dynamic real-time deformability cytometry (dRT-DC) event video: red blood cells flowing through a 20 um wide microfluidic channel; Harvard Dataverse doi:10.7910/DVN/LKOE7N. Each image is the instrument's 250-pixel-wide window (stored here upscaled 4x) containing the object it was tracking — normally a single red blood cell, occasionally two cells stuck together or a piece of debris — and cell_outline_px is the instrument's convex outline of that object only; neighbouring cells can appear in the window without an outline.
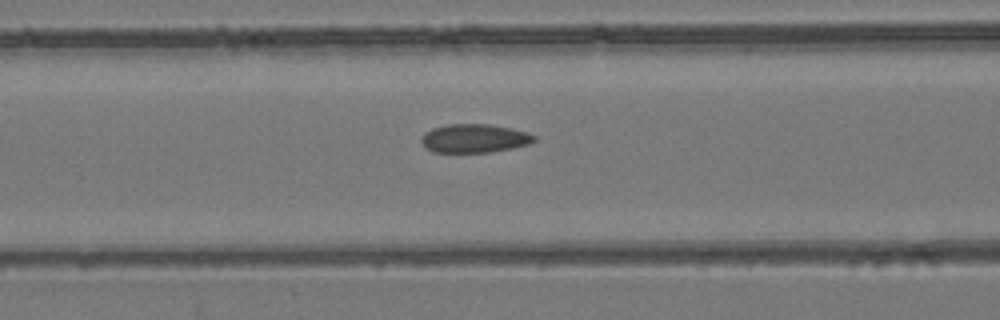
{"species": "common noctule bat (a hibernating species)", "species_latin": "Nyctalus noctula", "temperature_condition": "room temperature", "stored_images_in_passage": 54, "camera_frame_rate_fps": 3000, "um_per_image_px": 0.085, "animal": {"sex": "female", "body_mass_g": 24.6, "forearm_length_mm": 56.2}, "frame": {"image": 1, "passage_image": 23, "time_ms": 7.333, "image_size_px": [1000, 320], "cell_outline_px": [[536, 140], [532, 144], [492, 152], [432, 152], [424, 148], [420, 140], [424, 132], [432, 128], [448, 124], [488, 124], [512, 128], [528, 132], [536, 136]], "centroid_in_image_um": [40.33, 11.76], "position_along_channel_um": 126.3, "area_um2": 19.13}}
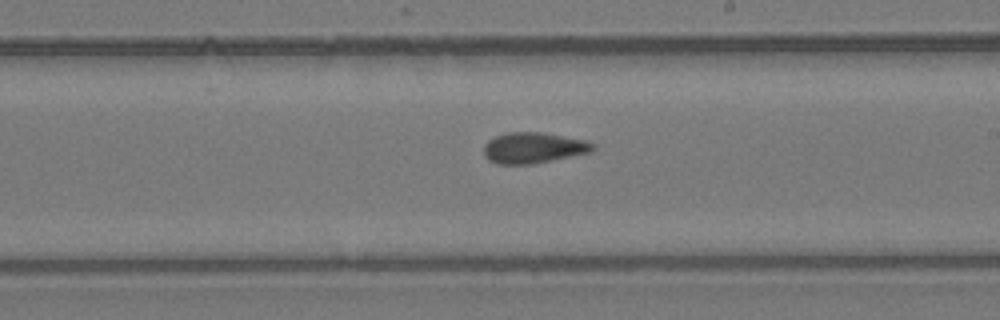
{"frame": {"image": 2, "passage_image": 32, "time_ms": 10.333, "image_size_px": [1000, 320], "cell_outline_px": [[596, 148], [592, 152], [532, 164], [496, 164], [488, 160], [484, 156], [484, 144], [488, 140], [496, 136], [508, 132], [540, 132], [584, 140], [596, 144]], "centroid_in_image_um": [45.33, 12.57], "position_along_channel_um": 243.7, "area_um2": 19.65}}
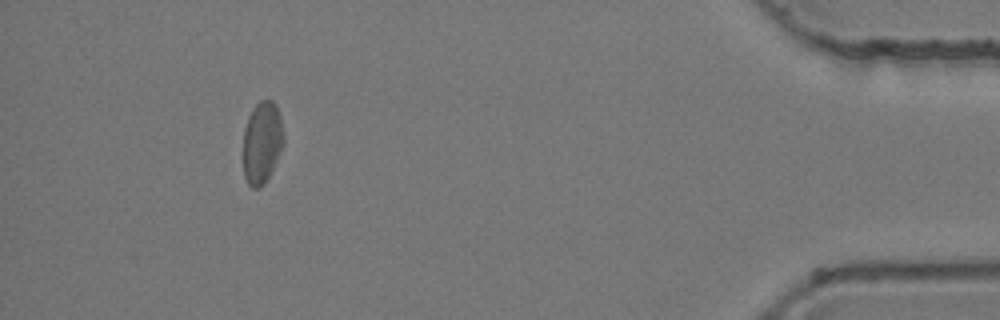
{"frame": {"image": 3, "passage_image": 50, "time_ms": 16.333, "image_size_px": [1000, 320], "cell_outline_px": [[284, 144], [264, 184], [260, 188], [252, 188], [248, 184], [244, 176], [244, 128], [248, 116], [252, 108], [260, 100], [272, 100], [276, 104], [280, 116], [284, 132]], "centroid_in_image_um": [22.27, 12.08], "position_along_channel_um": 412.9, "area_um2": 19.36}, "authors_computed_cell_mechanics": {"area_um2": 19.5942, "velocity_mm_per_s": 3.9095, "shape_relaxation_time_tau1_ms": null, "shape_relaxation_time_tau2_ms": 2.0517, "deformation_change_tau1": null, "deformation_change_tau2": 0.0886}}